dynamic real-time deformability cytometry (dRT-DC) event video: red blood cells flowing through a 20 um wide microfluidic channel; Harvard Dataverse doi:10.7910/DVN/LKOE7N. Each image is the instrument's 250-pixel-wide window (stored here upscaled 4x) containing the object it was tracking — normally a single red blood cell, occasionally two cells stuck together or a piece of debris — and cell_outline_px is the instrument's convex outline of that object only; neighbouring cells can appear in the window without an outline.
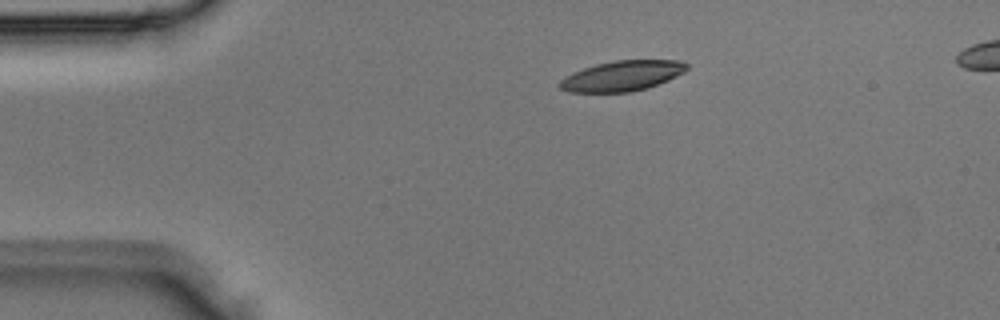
{"species": "Egyptian fruit bat (a non-hibernating species)", "species_latin": "Rousettus aegyptiacus", "temperature_condition": "room temperature", "stored_images_in_passage": 3, "segment_of_instrument_passage": [1, 2], "camera_frame_rate_fps": 3000, "um_per_image_px": 0.085, "animal": {"sex": "male"}, "frame": {"image": 1, "passage_image": 1, "time_ms": 0.0, "image_size_px": [1000, 320], "cell_outline_px": [[688, 68], [684, 72], [668, 80], [648, 88], [628, 92], [568, 92], [560, 88], [556, 84], [564, 76], [572, 72], [596, 64], [612, 60], [680, 60], [688, 64]], "centroid_in_image_um": [52.85, 6.44], "position_along_channel_um": 32.1, "area_um2": 22.6}}